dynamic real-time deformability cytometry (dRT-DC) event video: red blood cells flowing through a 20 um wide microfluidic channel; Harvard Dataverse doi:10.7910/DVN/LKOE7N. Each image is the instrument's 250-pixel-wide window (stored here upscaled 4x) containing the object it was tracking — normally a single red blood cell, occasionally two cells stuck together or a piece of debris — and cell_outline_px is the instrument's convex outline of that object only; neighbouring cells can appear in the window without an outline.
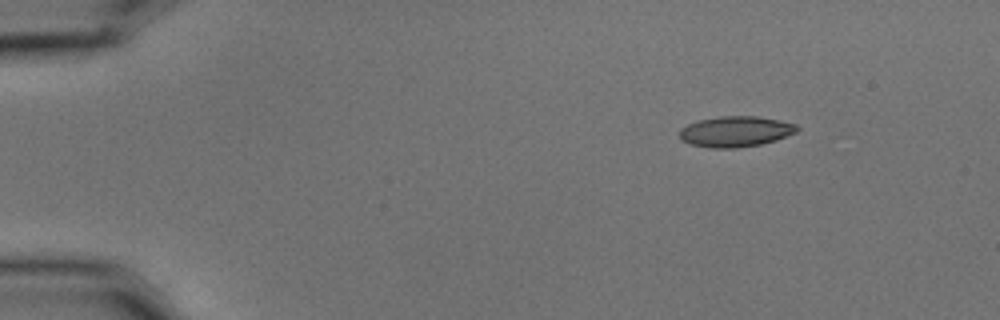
{"species": "common noctule bat (a hibernating species)", "species_latin": "Nyctalus noctula", "temperature_condition": "cold", "stored_images_in_passage": 3, "camera_frame_rate_fps": 3000, "um_per_image_px": 0.085, "animal": {"sex": "male", "body_mass_g": 15.6}, "frame": {"image": 1, "passage_image": 3, "time_ms": 0.667, "image_size_px": [1000, 320], "cell_outline_px": [[800, 128], [796, 132], [776, 140], [760, 144], [736, 148], [712, 148], [688, 144], [680, 140], [680, 128], [696, 120], [720, 116], [756, 116], [796, 124]], "centroid_in_image_um": [62.47, 11.18], "position_along_channel_um": 22.5, "area_um2": 21.04}}